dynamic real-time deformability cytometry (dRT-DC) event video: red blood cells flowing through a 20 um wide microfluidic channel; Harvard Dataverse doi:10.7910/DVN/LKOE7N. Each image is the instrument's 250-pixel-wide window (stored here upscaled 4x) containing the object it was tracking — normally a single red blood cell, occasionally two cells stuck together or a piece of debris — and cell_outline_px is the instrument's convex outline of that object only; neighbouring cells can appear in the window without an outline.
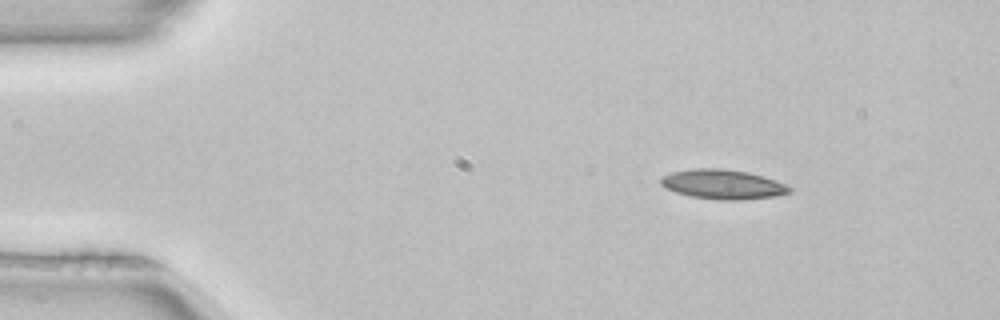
{"species": "common noctule bat (a hibernating species)", "species_latin": "Nyctalus noctula", "temperature_condition": "room temperature", "stored_images_in_passage": 2, "camera_frame_rate_fps": 3000, "um_per_image_px": 0.085, "animal": {"sex": "female", "body_mass_g": 22.7, "forearm_length_mm": 54.2}, "frame": {"image": 1, "passage_image": 1, "time_ms": 0.0, "image_size_px": [1000, 320], "cell_outline_px": [[792, 192], [772, 196], [740, 200], [720, 200], [692, 196], [676, 192], [664, 188], [660, 184], [660, 176], [672, 172], [692, 168], [720, 168], [748, 172], [776, 180], [792, 188]], "centroid_in_image_um": [61.4, 15.66], "position_along_channel_um": 23.6, "area_um2": 22.14}}